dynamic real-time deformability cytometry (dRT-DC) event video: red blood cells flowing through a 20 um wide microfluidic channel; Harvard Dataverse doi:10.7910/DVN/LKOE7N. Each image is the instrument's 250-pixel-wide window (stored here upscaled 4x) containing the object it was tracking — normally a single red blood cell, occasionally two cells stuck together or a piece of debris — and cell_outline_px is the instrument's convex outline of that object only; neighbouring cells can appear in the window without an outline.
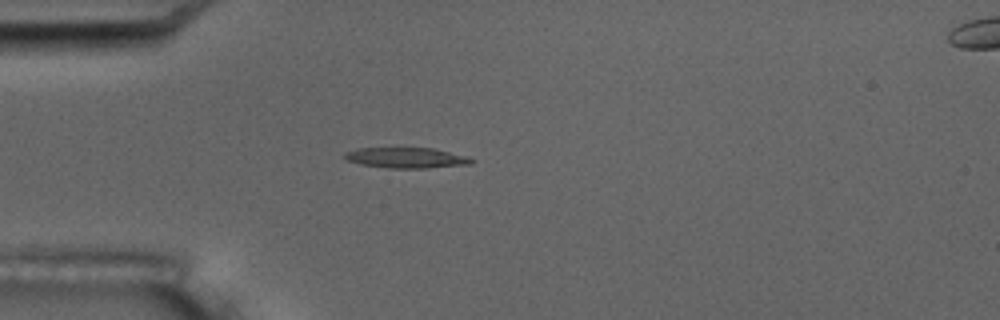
{"species": "common noctule bat (a hibernating species)", "species_latin": "Nyctalus noctula", "temperature_condition": "room temperature", "stored_images_in_passage": 2, "camera_frame_rate_fps": 3000, "um_per_image_px": 0.085, "animal": {"sex": "male", "body_mass_g": 17.5, "forearm_length_mm": 52.3}, "frame": {"image": 1, "passage_image": 1, "time_ms": 0.0, "image_size_px": [1000, 320], "cell_outline_px": [[476, 160], [472, 164], [428, 168], [388, 168], [360, 164], [348, 160], [340, 156], [344, 152], [356, 148], [432, 148], [464, 156]], "centroid_in_image_um": [34.48, 13.41], "position_along_channel_um": 50.5, "area_um2": 15.2}}